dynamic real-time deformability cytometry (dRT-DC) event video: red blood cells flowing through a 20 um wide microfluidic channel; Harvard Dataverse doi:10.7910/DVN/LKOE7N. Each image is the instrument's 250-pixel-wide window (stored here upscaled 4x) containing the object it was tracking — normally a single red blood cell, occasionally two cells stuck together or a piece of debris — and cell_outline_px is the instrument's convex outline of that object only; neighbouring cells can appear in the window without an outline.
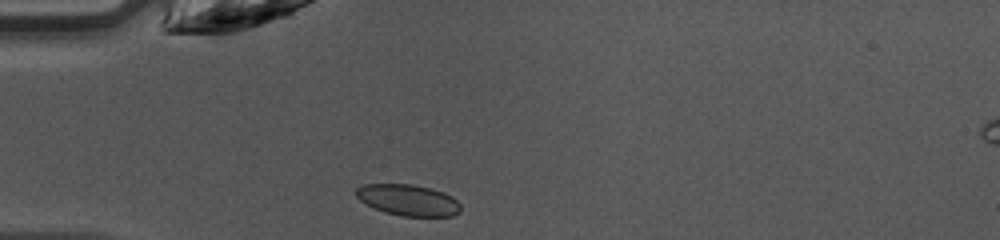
{"species": "common noctule bat (a hibernating species)", "species_latin": "Nyctalus noctula", "temperature_condition": "warm", "stored_images_in_passage": 34, "camera_frame_rate_fps": 3000, "um_per_image_px": 0.085, "animal": {"sex": "female", "body_mass_g": 10.0, "forearm_length_mm": 53.1}, "frame": {"image": 1, "passage_image": 1, "time_ms": 0.0, "image_size_px": [1000, 240], "cell_outline_px": [[460, 212], [452, 216], [400, 216], [384, 212], [360, 200], [356, 196], [356, 188], [364, 184], [412, 184], [432, 188], [444, 192], [452, 196], [460, 204]], "centroid_in_image_um": [34.72, 17.0], "position_along_channel_um": 50.3, "area_um2": 19.02}}
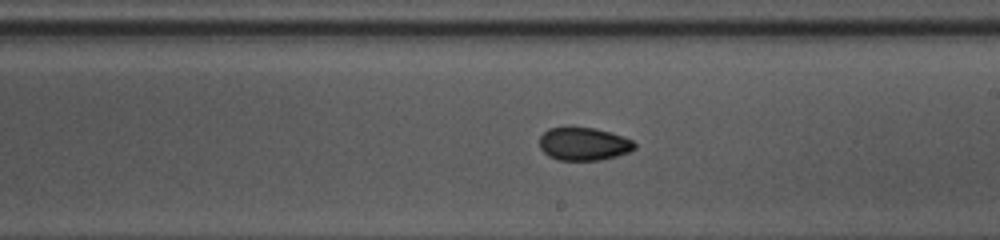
{"frame": {"image": 2, "passage_image": 15, "time_ms": 4.667, "image_size_px": [1000, 240], "cell_outline_px": [[636, 148], [628, 152], [616, 156], [600, 160], [560, 160], [548, 156], [540, 148], [540, 136], [548, 128], [592, 128], [624, 136], [632, 140], [636, 144]], "centroid_in_image_um": [49.62, 12.24], "position_along_channel_um": 239.4, "area_um2": 18.09}}
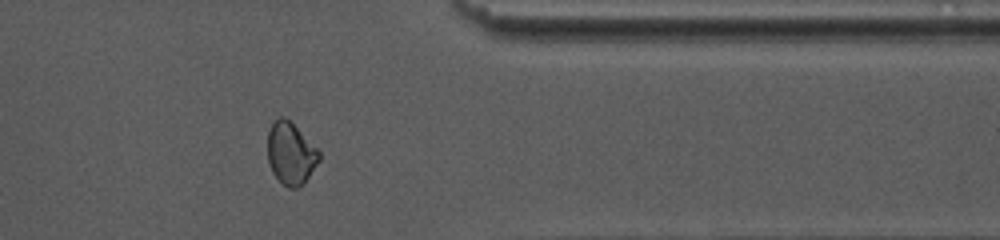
{"frame": {"image": 3, "passage_image": 26, "time_ms": 8.333, "image_size_px": [1000, 240], "cell_outline_px": [[320, 160], [304, 184], [296, 188], [288, 188], [272, 172], [268, 160], [268, 132], [272, 120], [280, 116], [284, 116], [320, 152]], "centroid_in_image_um": [24.7, 13.05], "position_along_channel_um": 386.7, "area_um2": 18.44}, "authors_computed_cell_mechanics": {"area_um2": 18.6116, "velocity_mm_per_s": 4.2869, "shape_relaxation_time_tau1_ms": 4.9228, "shape_relaxation_time_tau2_ms": 3.4585, "deformation_change_tau1": 0.126, "deformation_change_tau2": 0.0503}}